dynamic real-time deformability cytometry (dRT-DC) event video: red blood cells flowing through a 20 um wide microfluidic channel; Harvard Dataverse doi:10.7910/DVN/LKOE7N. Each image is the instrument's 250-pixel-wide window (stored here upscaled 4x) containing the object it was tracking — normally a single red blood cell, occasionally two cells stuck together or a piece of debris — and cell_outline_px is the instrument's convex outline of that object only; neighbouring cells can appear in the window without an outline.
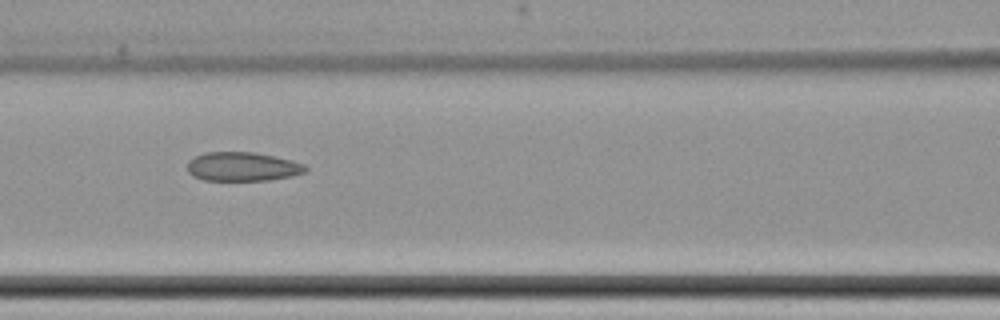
{"species": "common noctule bat (a hibernating species)", "species_latin": "Nyctalus noctula", "temperature_condition": "cold", "stored_images_in_passage": 11, "camera_frame_rate_fps": 3000, "um_per_image_px": 0.085, "animal": {"sex": "female", "body_mass_g": 22.7, "forearm_length_mm": 54.2}, "frame": {"image": 1, "passage_image": 7, "time_ms": 8.0, "image_size_px": [1000, 320], "cell_outline_px": [[308, 168], [304, 172], [292, 176], [268, 180], [204, 180], [192, 176], [188, 172], [188, 160], [204, 152], [252, 152], [292, 160], [304, 164]], "centroid_in_image_um": [20.59, 14.16], "position_along_channel_um": 146.0, "area_um2": 19.88}}
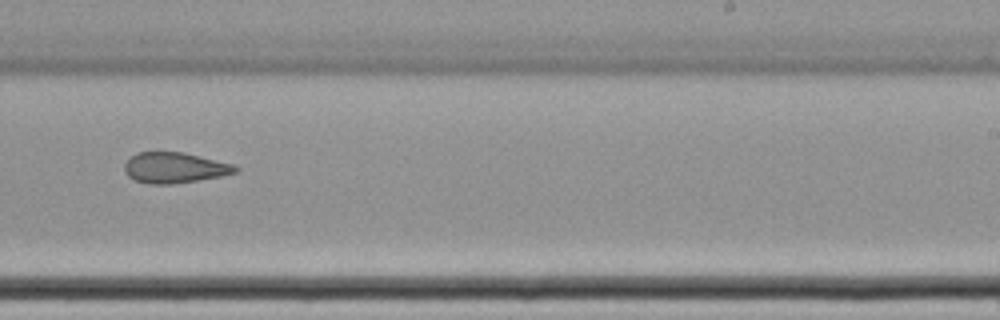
{"frame": {"image": 2, "passage_image": 10, "time_ms": 11.667, "image_size_px": [1000, 320], "cell_outline_px": [[240, 172], [220, 176], [172, 184], [148, 184], [136, 180], [128, 176], [124, 172], [124, 164], [136, 152], [184, 152], [236, 164], [240, 168]], "centroid_in_image_um": [14.89, 14.25], "position_along_channel_um": 274.1, "area_um2": 20.0}}
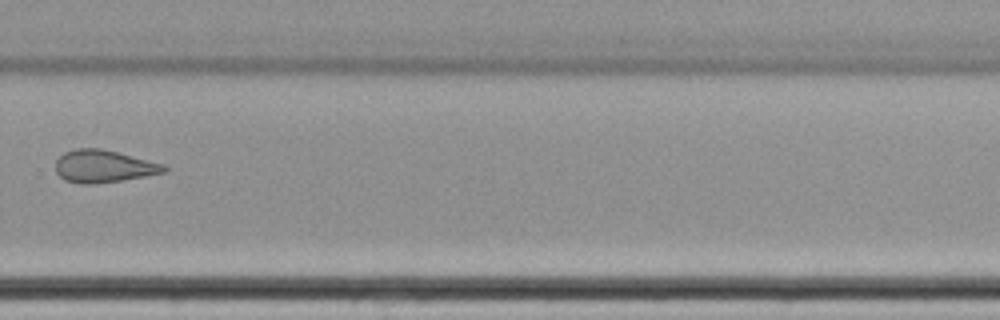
{"frame": {"image": 3, "passage_image": 11, "time_ms": 13.0, "image_size_px": [1000, 320], "cell_outline_px": [[168, 168], [164, 172], [144, 176], [120, 180], [92, 184], [84, 184], [64, 180], [56, 172], [56, 160], [64, 152], [76, 148], [100, 148], [164, 164]], "centroid_in_image_um": [8.77, 14.13], "position_along_channel_um": 321.0, "area_um2": 20.23}}